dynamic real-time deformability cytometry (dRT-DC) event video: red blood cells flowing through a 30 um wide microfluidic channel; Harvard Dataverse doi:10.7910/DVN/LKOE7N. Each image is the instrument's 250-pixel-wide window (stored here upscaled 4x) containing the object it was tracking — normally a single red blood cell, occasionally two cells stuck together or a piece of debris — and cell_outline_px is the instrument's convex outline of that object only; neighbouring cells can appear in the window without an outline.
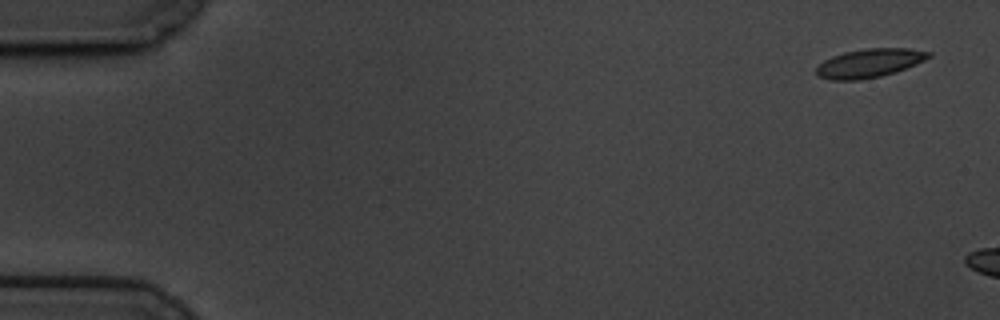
{"species": "common noctule bat (a hibernating species)", "species_latin": "Nyctalus noctula", "temperature_condition": "cold", "stored_images_in_passage": 9, "camera_frame_rate_fps": 3000, "um_per_image_px": 0.085, "animal": {"sex": "male", "body_mass_g": 19.5, "forearm_length_mm": 54.6}, "frame": {"image": 1, "passage_image": 1, "time_ms": 0.0, "image_size_px": [1000, 320], "cell_outline_px": [[932, 56], [916, 64], [896, 72], [880, 76], [860, 80], [832, 80], [816, 76], [816, 68], [824, 60], [832, 56], [844, 52], [868, 48], [908, 48], [932, 52]], "centroid_in_image_um": [73.9, 5.36], "position_along_channel_um": 11.1, "area_um2": 18.84}}